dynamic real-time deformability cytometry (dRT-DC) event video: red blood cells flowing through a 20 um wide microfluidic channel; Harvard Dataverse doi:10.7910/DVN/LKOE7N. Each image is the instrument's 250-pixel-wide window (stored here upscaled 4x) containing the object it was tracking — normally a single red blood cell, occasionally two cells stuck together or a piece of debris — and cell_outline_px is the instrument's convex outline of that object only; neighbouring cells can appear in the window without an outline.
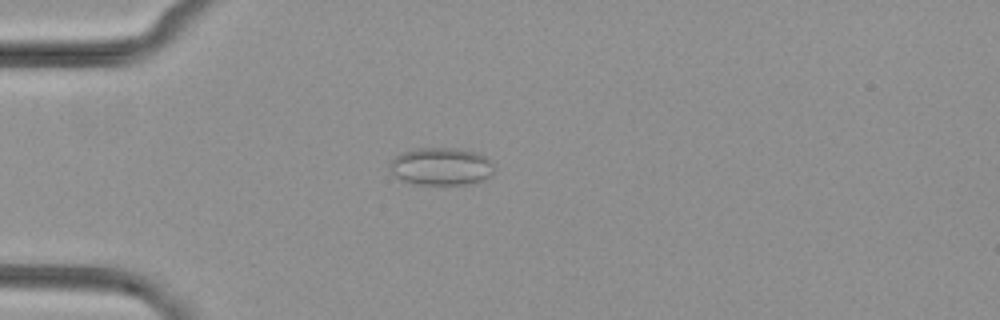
{"species": "common noctule bat (a hibernating species)", "species_latin": "Nyctalus noctula", "temperature_condition": "cold", "stored_images_in_passage": 49, "camera_frame_rate_fps": 3000, "um_per_image_px": 0.085, "animal": {"sex": "female", "body_mass_g": 29.2, "forearm_length_mm": 56.3}, "frame": {"image": 1, "passage_image": 11, "time_ms": 3.333, "image_size_px": [1000, 320], "cell_outline_px": [[492, 176], [484, 180], [468, 184], [412, 184], [396, 176], [392, 172], [388, 164], [400, 152], [416, 148], [460, 148], [476, 152], [492, 160]], "centroid_in_image_um": [37.51, 14.13], "position_along_channel_um": 47.5, "area_um2": 23.0}}
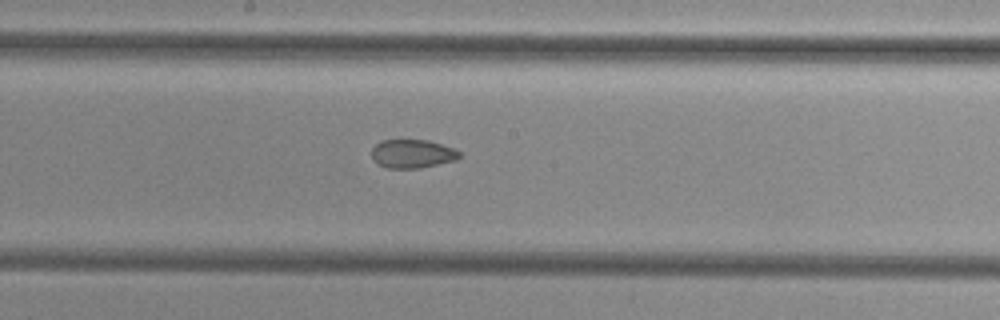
{"frame": {"image": 2, "passage_image": 25, "time_ms": 8.0, "image_size_px": [1000, 320], "cell_outline_px": [[460, 156], [456, 160], [420, 168], [388, 168], [376, 164], [372, 160], [372, 148], [380, 140], [428, 140], [452, 148], [460, 152]], "centroid_in_image_um": [35.01, 13.07], "position_along_channel_um": 213.2, "area_um2": 14.62}}
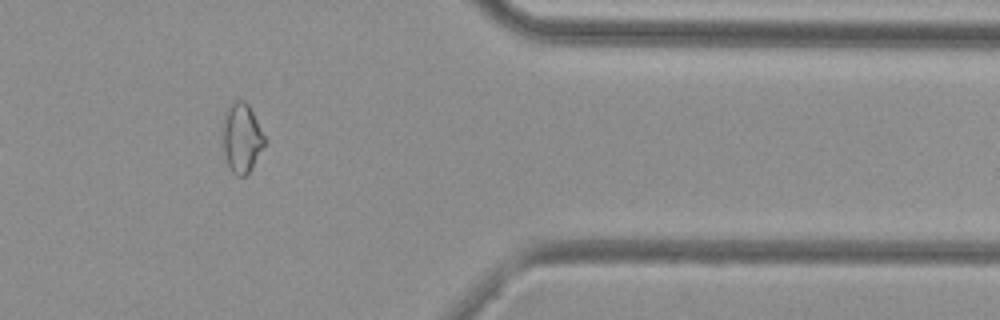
{"frame": {"image": 3, "passage_image": 40, "time_ms": 13.0, "image_size_px": [1000, 320], "cell_outline_px": [[268, 140], [252, 168], [244, 176], [236, 176], [232, 172], [228, 164], [224, 152], [220, 136], [224, 112], [232, 100], [244, 100], [248, 104]], "centroid_in_image_um": [20.53, 11.69], "position_along_channel_um": 390.9, "area_um2": 17.57}}